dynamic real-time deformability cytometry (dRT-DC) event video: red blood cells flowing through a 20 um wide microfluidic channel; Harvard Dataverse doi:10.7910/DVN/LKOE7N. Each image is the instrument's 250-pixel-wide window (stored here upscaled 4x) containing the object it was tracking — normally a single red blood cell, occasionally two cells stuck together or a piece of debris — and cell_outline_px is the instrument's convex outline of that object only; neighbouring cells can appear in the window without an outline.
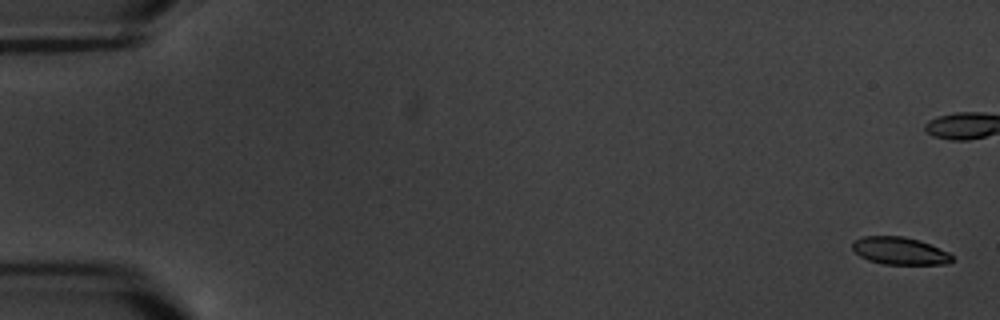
{"species": "common noctule bat (a hibernating species)", "species_latin": "Nyctalus noctula", "temperature_condition": "warm", "stored_images_in_passage": 8, "camera_frame_rate_fps": 3000, "um_per_image_px": 0.085, "animal": {"sex": "male", "body_mass_g": 20.1, "forearm_length_mm": 53.5}, "frame": {"image": 1, "passage_image": 1, "time_ms": 0.0, "image_size_px": [1000, 320], "cell_outline_px": [[952, 260], [948, 264], [884, 264], [868, 260], [860, 256], [852, 248], [852, 244], [856, 240], [864, 236], [904, 236], [920, 240], [948, 252], [952, 256]], "centroid_in_image_um": [76.48, 21.32], "position_along_channel_um": 8.5, "area_um2": 15.84}}